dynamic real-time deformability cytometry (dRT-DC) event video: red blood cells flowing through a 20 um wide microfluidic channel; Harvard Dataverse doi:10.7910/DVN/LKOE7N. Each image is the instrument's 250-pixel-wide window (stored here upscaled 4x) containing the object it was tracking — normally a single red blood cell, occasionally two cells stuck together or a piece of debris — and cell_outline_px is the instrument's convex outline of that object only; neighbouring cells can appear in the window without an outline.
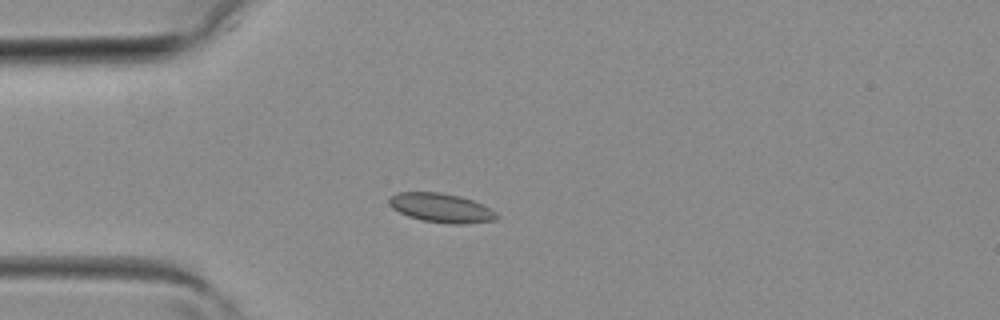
{"species": "common noctule bat (a hibernating species)", "species_latin": "Nyctalus noctula", "temperature_condition": "room temperature", "stored_images_in_passage": 2, "camera_frame_rate_fps": 3000, "um_per_image_px": 0.085, "animal": {"sex": "female", "body_mass_g": 19.3, "forearm_length_mm": 54.1}, "frame": {"image": 1, "passage_image": 2, "time_ms": 0.333, "image_size_px": [1000, 320], "cell_outline_px": [[500, 216], [496, 220], [464, 224], [452, 224], [424, 220], [408, 216], [392, 208], [388, 204], [388, 196], [396, 192], [440, 192], [460, 196], [472, 200], [496, 212]], "centroid_in_image_um": [37.47, 17.66], "position_along_channel_um": 47.5, "area_um2": 18.26}}